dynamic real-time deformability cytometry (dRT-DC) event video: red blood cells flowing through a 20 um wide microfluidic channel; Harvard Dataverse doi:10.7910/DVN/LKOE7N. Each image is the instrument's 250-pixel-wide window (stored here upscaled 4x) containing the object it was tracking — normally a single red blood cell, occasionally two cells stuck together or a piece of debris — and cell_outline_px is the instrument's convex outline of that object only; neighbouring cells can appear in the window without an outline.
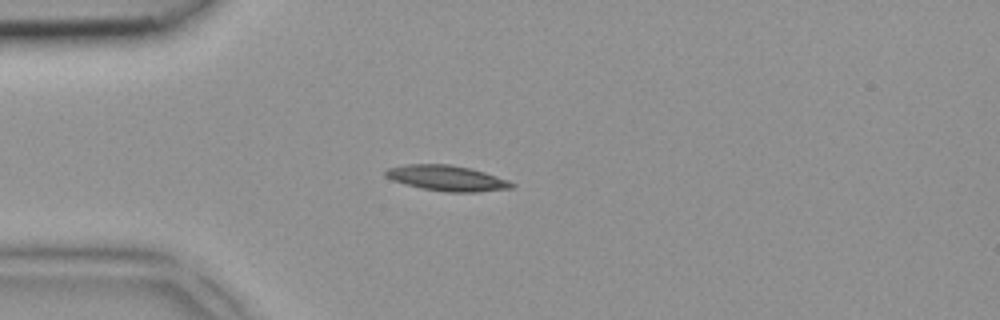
{"species": "common noctule bat (a hibernating species)", "species_latin": "Nyctalus noctula", "temperature_condition": "room temperature", "stored_images_in_passage": 2, "camera_frame_rate_fps": 3000, "um_per_image_px": 0.085, "animal": {"sex": "female", "body_mass_g": 18.4}, "frame": {"image": 1, "passage_image": 1, "time_ms": 0.0, "image_size_px": [1000, 320], "cell_outline_px": [[516, 184], [512, 188], [476, 192], [448, 192], [424, 188], [392, 180], [384, 176], [384, 172], [388, 168], [408, 164], [448, 164], [472, 168], [508, 180]], "centroid_in_image_um": [38.0, 15.13], "position_along_channel_um": 47.0, "area_um2": 18.55}}